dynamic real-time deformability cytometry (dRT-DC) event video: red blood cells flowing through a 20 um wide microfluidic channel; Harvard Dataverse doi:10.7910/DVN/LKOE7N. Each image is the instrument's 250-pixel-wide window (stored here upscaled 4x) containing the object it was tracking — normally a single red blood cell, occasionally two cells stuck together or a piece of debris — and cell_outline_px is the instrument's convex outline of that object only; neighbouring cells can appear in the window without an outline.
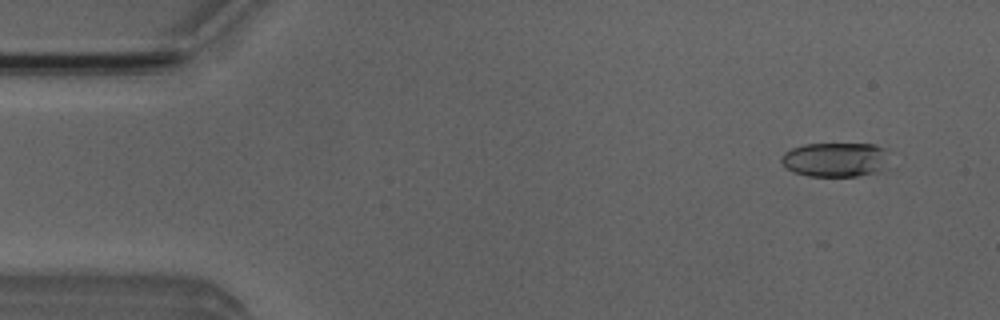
{"species": "Egyptian fruit bat (a non-hibernating species)", "species_latin": "Rousettus aegyptiacus", "temperature_condition": "room temperature", "stored_images_in_passage": 5, "camera_frame_rate_fps": 3000, "um_per_image_px": 0.085, "animal": {"sex": "male"}, "frame": {"image": 1, "passage_image": 2, "time_ms": 1.0, "image_size_px": [1000, 320], "cell_outline_px": [[888, 168], [880, 172], [856, 176], [808, 176], [784, 168], [780, 160], [784, 152], [792, 148], [804, 144], [876, 144], [884, 148]], "centroid_in_image_um": [71.01, 13.57], "position_along_channel_um": 14.0, "area_um2": 21.85}}